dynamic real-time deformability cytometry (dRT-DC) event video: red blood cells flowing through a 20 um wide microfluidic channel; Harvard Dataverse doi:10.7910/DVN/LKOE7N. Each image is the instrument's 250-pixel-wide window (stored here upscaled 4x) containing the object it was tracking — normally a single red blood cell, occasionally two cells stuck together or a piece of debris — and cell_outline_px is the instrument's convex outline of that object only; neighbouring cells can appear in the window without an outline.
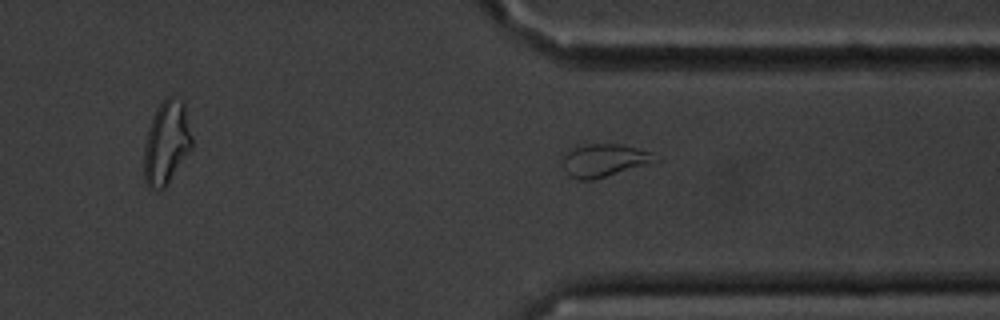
{"species": "common noctule bat (a hibernating species)", "species_latin": "Nyctalus noctula", "temperature_condition": "cold", "stored_images_in_passage": 10, "segment_of_instrument_passage": [2, 2], "camera_frame_rate_fps": 3000, "um_per_image_px": 0.085, "animal": {"sex": "male", "body_mass_g": 20.1, "forearm_length_mm": 53.5}, "frame": {"image": 1, "passage_image": 10, "time_ms": 10.333, "image_size_px": [1000, 320], "cell_outline_px": [[664, 160], [592, 180], [580, 180], [572, 176], [564, 168], [560, 156], [568, 148], [576, 144], [620, 144], [652, 152]], "centroid_in_image_um": [51.35, 13.6], "position_along_channel_um": 360.0, "area_um2": 18.21}}